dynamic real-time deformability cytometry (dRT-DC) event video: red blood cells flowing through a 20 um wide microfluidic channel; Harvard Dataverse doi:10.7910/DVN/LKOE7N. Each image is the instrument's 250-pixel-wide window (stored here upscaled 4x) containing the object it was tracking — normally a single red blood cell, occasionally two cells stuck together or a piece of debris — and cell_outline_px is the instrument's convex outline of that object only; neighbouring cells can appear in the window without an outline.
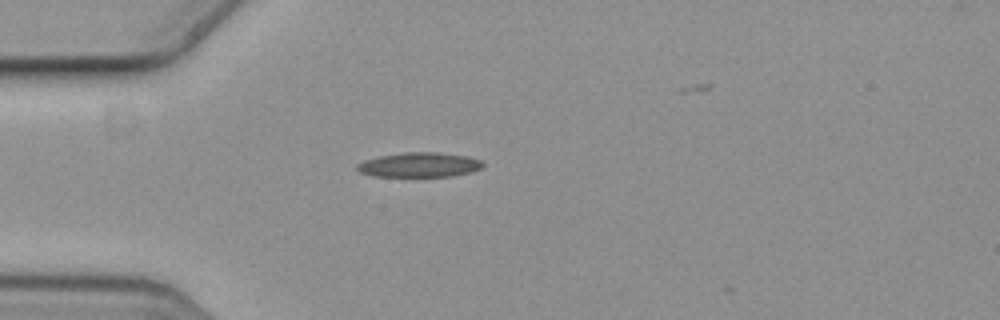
{"species": "common noctule bat (a hibernating species)", "species_latin": "Nyctalus noctula", "temperature_condition": "cold", "stored_images_in_passage": 4, "camera_frame_rate_fps": 3000, "um_per_image_px": 0.085, "animal": {"sex": "female", "body_mass_g": 19.3, "forearm_length_mm": 54.1}, "frame": {"image": 1, "passage_image": 4, "time_ms": 1.0, "image_size_px": [1000, 320], "cell_outline_px": [[484, 164], [480, 168], [472, 172], [452, 176], [376, 176], [360, 172], [356, 168], [356, 164], [364, 160], [380, 156], [404, 152], [440, 152], [468, 156], [480, 160]], "centroid_in_image_um": [35.66, 14.0], "position_along_channel_um": 49.3, "area_um2": 18.03}}